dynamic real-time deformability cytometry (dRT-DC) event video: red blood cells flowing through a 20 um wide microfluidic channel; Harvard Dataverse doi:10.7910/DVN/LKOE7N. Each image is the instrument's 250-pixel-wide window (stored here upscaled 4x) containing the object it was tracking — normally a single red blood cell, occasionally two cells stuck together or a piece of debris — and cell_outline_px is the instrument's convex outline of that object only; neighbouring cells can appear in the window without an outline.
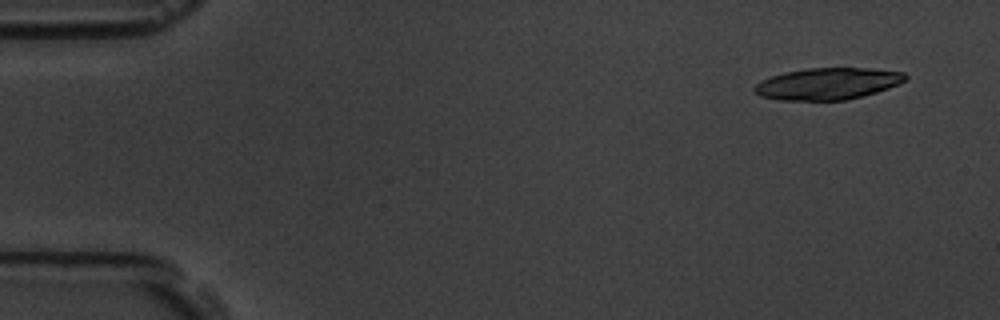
{"species": "common noctule bat (a hibernating species)", "species_latin": "Nyctalus noctula", "temperature_condition": "room temperature", "stored_images_in_passage": 4, "camera_frame_rate_fps": 3000, "um_per_image_px": 0.085, "animal": {"sex": "male", "body_mass_g": 19.5, "forearm_length_mm": 54.6}, "frame": {"image": 1, "passage_image": 1, "time_ms": 0.0, "image_size_px": [1000, 320], "cell_outline_px": [[908, 76], [900, 84], [876, 92], [848, 100], [780, 100], [760, 96], [752, 92], [752, 88], [760, 80], [784, 72], [808, 68], [872, 68], [904, 72]], "centroid_in_image_um": [70.33, 7.11], "position_along_channel_um": 14.7, "area_um2": 28.09}}